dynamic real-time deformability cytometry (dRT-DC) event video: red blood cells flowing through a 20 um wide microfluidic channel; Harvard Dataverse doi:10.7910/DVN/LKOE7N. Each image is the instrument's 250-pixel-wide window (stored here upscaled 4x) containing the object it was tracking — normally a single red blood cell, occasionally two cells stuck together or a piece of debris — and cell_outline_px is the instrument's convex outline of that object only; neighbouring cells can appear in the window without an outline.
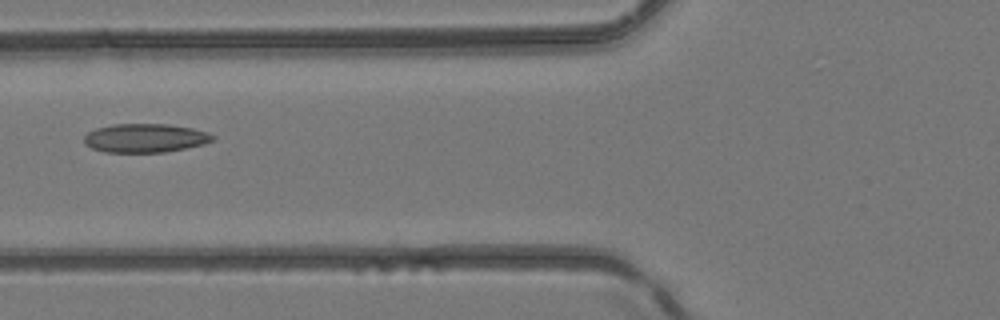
{"species": "common noctule bat (a hibernating species)", "species_latin": "Nyctalus noctula", "temperature_condition": "room temperature", "stored_images_in_passage": 5, "camera_frame_rate_fps": 3000, "um_per_image_px": 0.085, "animal": {"sex": "female", "body_mass_g": 24.6, "forearm_length_mm": 56.2}, "frame": {"image": 1, "passage_image": 5, "time_ms": 5.333, "image_size_px": [1000, 320], "cell_outline_px": [[216, 140], [204, 144], [164, 152], [104, 152], [92, 148], [84, 144], [84, 136], [88, 132], [96, 128], [112, 124], [168, 124], [192, 128], [208, 132], [216, 136]], "centroid_in_image_um": [12.35, 11.73], "position_along_channel_um": 113.4, "area_um2": 21.68}}